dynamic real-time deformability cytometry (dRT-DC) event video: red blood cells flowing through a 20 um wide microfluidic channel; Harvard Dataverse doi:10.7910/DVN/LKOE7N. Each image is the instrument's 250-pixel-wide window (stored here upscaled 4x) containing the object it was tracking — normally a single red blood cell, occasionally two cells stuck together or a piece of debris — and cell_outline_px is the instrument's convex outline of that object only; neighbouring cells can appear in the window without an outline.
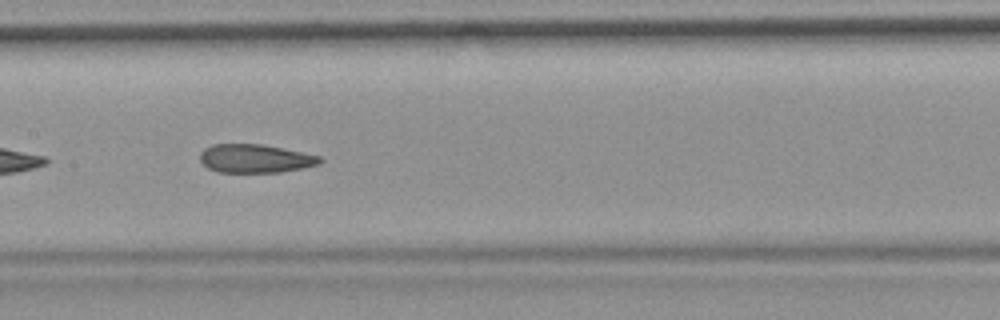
{"species": "common noctule bat (a hibernating species)", "species_latin": "Nyctalus noctula", "temperature_condition": "room temperature", "stored_images_in_passage": 15, "camera_frame_rate_fps": 3000, "um_per_image_px": 0.085, "animal": {"sex": "female", "body_mass_g": 19.9}, "frame": {"image": 1, "passage_image": 11, "time_ms": 3.333, "image_size_px": [1000, 320], "cell_outline_px": [[324, 160], [320, 164], [304, 168], [280, 172], [216, 172], [208, 168], [200, 160], [200, 152], [204, 148], [212, 144], [260, 144], [320, 156]], "centroid_in_image_um": [21.68, 13.48], "position_along_channel_um": 185.7, "area_um2": 19.88}}